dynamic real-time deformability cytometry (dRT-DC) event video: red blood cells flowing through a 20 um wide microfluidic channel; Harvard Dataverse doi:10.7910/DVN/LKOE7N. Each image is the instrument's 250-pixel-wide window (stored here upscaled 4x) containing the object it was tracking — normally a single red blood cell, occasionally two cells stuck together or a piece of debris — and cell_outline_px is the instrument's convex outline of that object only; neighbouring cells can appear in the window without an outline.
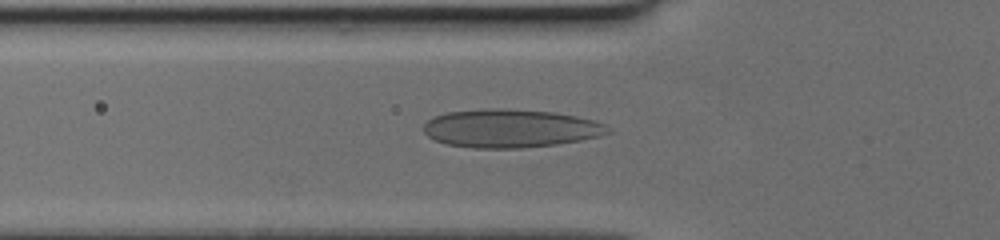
{"species": "human", "species_latin": "Homo sapiens", "temperature_condition": "cold", "stored_images_in_passage": 32, "camera_frame_rate_fps": 3000, "um_per_image_px": 0.085, "donor": {"sex": "female"}, "frame": {"image": 1, "passage_image": 3, "time_ms": 0.667, "image_size_px": [1000, 240], "cell_outline_px": [[612, 132], [600, 136], [580, 140], [556, 144], [520, 148], [476, 148], [448, 144], [436, 140], [428, 136], [424, 132], [424, 124], [432, 116], [448, 112], [484, 108], [500, 108], [552, 112], [576, 116], [608, 124], [612, 128]], "centroid_in_image_um": [43.41, 10.9], "position_along_channel_um": 82.4, "area_um2": 41.21}}
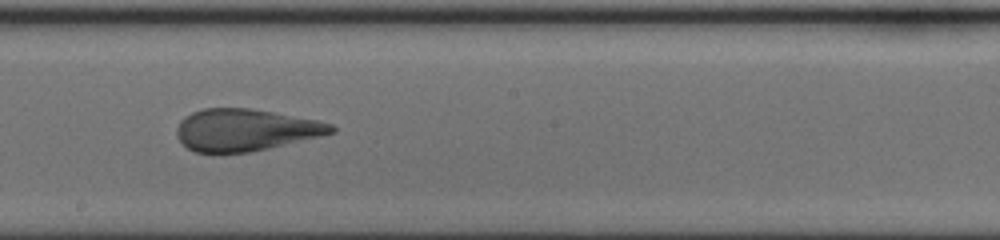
{"frame": {"image": 2, "passage_image": 14, "time_ms": 4.333, "image_size_px": [1000, 240], "cell_outline_px": [[336, 132], [320, 136], [248, 152], [196, 152], [188, 148], [180, 140], [176, 132], [176, 128], [180, 120], [184, 116], [192, 112], [204, 108], [252, 108], [320, 120], [332, 124], [336, 128]], "centroid_in_image_um": [20.87, 11.02], "position_along_channel_um": 227.3, "area_um2": 37.63}}
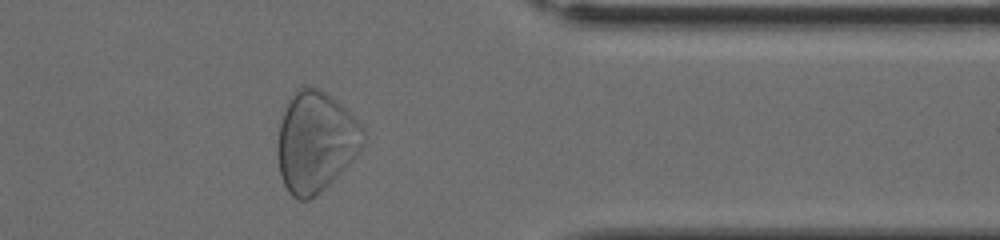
{"frame": {"image": 3, "passage_image": 27, "time_ms": 8.667, "image_size_px": [1000, 240], "cell_outline_px": [[360, 128], [336, 172], [308, 200], [300, 200], [292, 196], [288, 192], [284, 184], [280, 172], [276, 152], [276, 140], [280, 124], [288, 100], [296, 88], [304, 84], [316, 88], [324, 92], [340, 104], [360, 124]], "centroid_in_image_um": [26.57, 11.95], "position_along_channel_um": 384.8, "area_um2": 46.36}}